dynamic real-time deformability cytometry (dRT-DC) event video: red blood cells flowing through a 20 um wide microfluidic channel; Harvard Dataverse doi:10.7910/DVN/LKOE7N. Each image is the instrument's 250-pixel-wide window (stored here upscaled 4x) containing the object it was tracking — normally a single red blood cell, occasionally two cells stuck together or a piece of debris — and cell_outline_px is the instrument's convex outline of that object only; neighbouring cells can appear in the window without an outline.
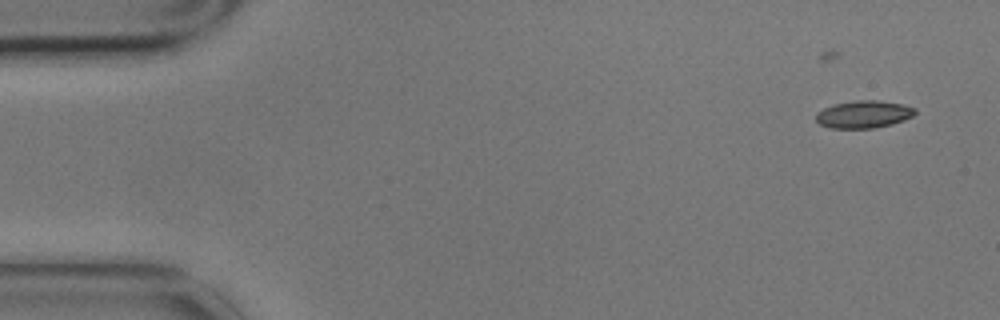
{"species": "common noctule bat (a hibernating species)", "species_latin": "Nyctalus noctula", "temperature_condition": "cold", "stored_images_in_passage": 6, "segment_of_instrument_passage": [1, 2], "camera_frame_rate_fps": 3000, "um_per_image_px": 0.085, "animal": {"sex": "male", "body_mass_g": 17.9}, "frame": {"image": 1, "passage_image": 2, "time_ms": 0.333, "image_size_px": [1000, 320], "cell_outline_px": [[916, 112], [912, 116], [904, 120], [892, 124], [872, 128], [832, 128], [820, 124], [816, 120], [816, 112], [824, 108], [836, 104], [856, 100], [876, 100], [904, 104], [916, 108]], "centroid_in_image_um": [73.43, 9.71], "position_along_channel_um": 11.6, "area_um2": 15.78}}
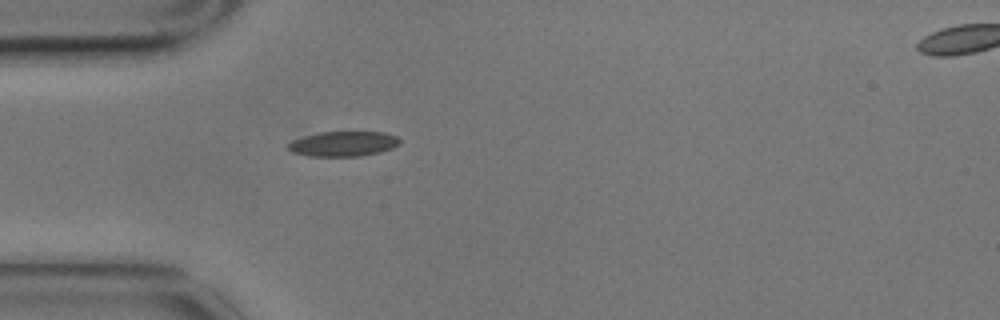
{"frame": {"image": 2, "passage_image": 5, "time_ms": 1.333, "image_size_px": [1000, 320], "cell_outline_px": [[400, 144], [392, 148], [380, 152], [360, 156], [308, 156], [292, 152], [288, 148], [288, 144], [292, 140], [304, 136], [320, 132], [384, 132], [396, 136], [400, 140]], "centroid_in_image_um": [29.19, 12.22], "position_along_channel_um": 55.8, "area_um2": 16.24}}